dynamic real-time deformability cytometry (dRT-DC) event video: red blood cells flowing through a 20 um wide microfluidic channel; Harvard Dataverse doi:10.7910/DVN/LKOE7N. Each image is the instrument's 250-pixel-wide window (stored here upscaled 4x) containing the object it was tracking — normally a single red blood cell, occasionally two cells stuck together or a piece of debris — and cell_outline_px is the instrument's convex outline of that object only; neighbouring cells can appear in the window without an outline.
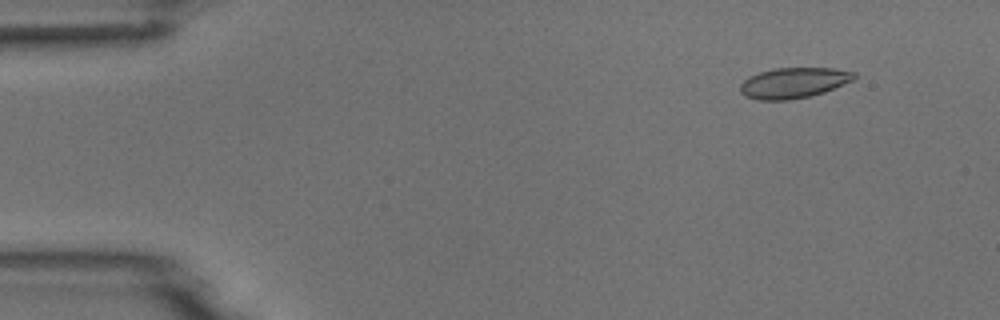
{"species": "common noctule bat (a hibernating species)", "species_latin": "Nyctalus noctula", "temperature_condition": "room temperature", "stored_images_in_passage": 4, "camera_frame_rate_fps": 3000, "um_per_image_px": 0.085, "animal": {"sex": "male", "body_mass_g": 18.8}, "frame": {"image": 1, "passage_image": 2, "time_ms": 1.333, "image_size_px": [1000, 320], "cell_outline_px": [[856, 76], [852, 80], [824, 92], [808, 96], [788, 100], [760, 100], [744, 96], [740, 92], [740, 84], [748, 76], [760, 72], [776, 68], [832, 68], [856, 72]], "centroid_in_image_um": [67.42, 7.04], "position_along_channel_um": 17.6, "area_um2": 20.17}}
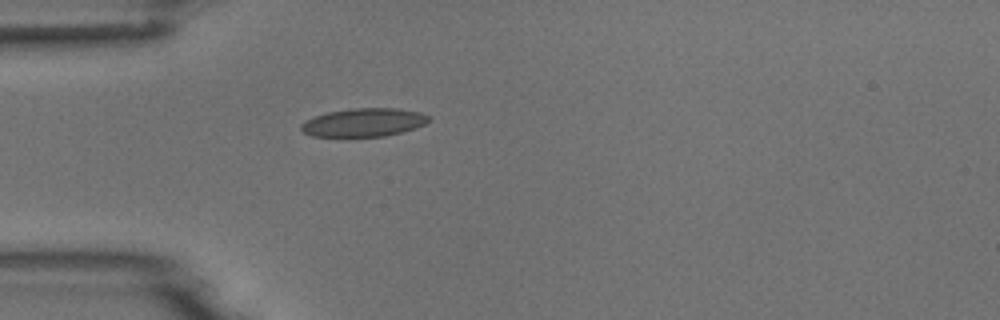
{"frame": {"image": 2, "passage_image": 4, "time_ms": 4.667, "image_size_px": [1000, 320], "cell_outline_px": [[432, 120], [416, 128], [384, 136], [312, 136], [304, 132], [300, 128], [300, 124], [316, 116], [328, 112], [352, 108], [396, 108], [420, 112], [432, 116]], "centroid_in_image_um": [30.98, 10.4], "position_along_channel_um": 54.0, "area_um2": 20.98}}